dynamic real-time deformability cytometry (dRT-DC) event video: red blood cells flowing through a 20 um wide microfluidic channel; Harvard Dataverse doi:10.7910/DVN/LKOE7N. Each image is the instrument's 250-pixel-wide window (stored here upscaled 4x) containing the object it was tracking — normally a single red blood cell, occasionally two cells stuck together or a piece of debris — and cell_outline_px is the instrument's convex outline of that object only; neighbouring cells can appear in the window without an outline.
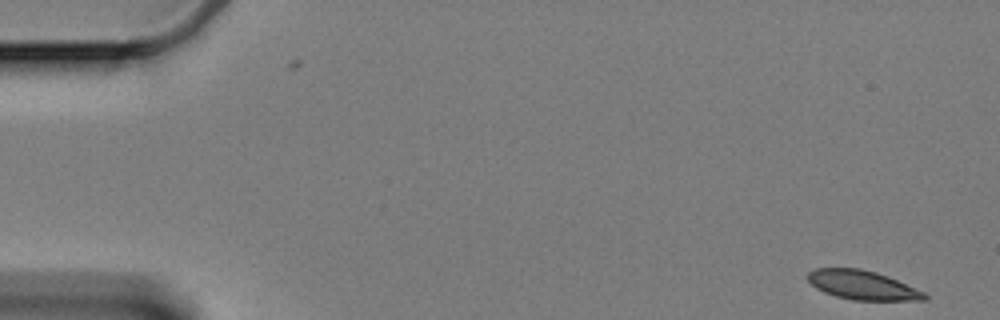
{"species": "Egyptian fruit bat (a non-hibernating species)", "species_latin": "Rousettus aegyptiacus", "temperature_condition": "cold", "stored_images_in_passage": 57, "camera_frame_rate_fps": 3000, "um_per_image_px": 0.085, "animal": {"sex": "female"}, "frame": {"image": 1, "passage_image": 1, "time_ms": 0.0, "image_size_px": [1000, 320], "cell_outline_px": [[928, 300], [852, 300], [836, 296], [824, 292], [816, 288], [808, 280], [808, 272], [816, 268], [860, 268], [876, 272], [888, 276], [924, 292], [928, 296]], "centroid_in_image_um": [73.31, 24.23], "position_along_channel_um": 11.7, "area_um2": 19.71}}
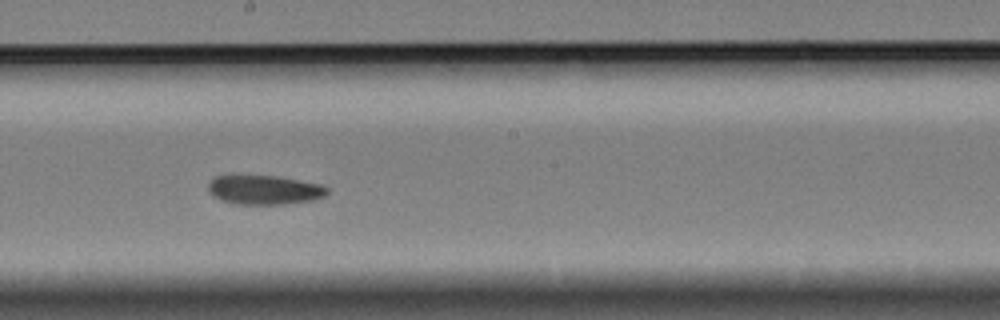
{"frame": {"image": 2, "passage_image": 32, "time_ms": 10.333, "image_size_px": [1000, 320], "cell_outline_px": [[328, 192], [324, 196], [312, 200], [284, 204], [232, 204], [220, 200], [212, 196], [208, 192], [208, 184], [216, 176], [276, 176], [320, 184], [328, 188]], "centroid_in_image_um": [22.44, 16.15], "position_along_channel_um": 225.8, "area_um2": 20.17}}
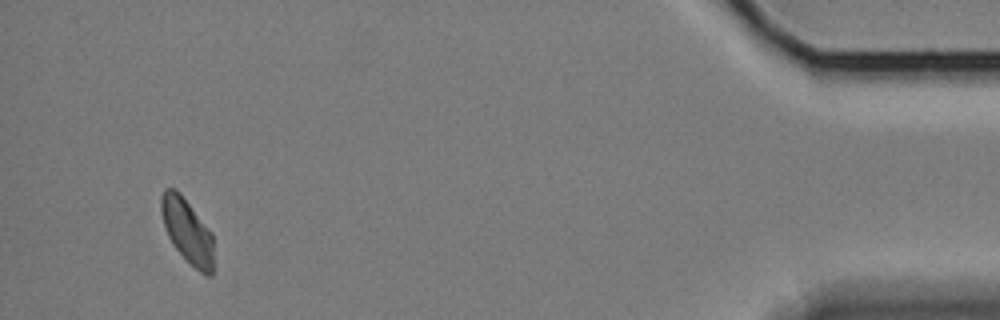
{"frame": {"image": 3, "passage_image": 56, "time_ms": 18.333, "image_size_px": [1000, 320], "cell_outline_px": [[212, 276], [208, 276], [200, 272], [172, 244], [168, 236], [164, 224], [160, 208], [160, 196], [164, 188], [172, 188], [180, 192], [212, 232]], "centroid_in_image_um": [15.9, 19.58], "position_along_channel_um": 419.3, "area_um2": 19.42}}